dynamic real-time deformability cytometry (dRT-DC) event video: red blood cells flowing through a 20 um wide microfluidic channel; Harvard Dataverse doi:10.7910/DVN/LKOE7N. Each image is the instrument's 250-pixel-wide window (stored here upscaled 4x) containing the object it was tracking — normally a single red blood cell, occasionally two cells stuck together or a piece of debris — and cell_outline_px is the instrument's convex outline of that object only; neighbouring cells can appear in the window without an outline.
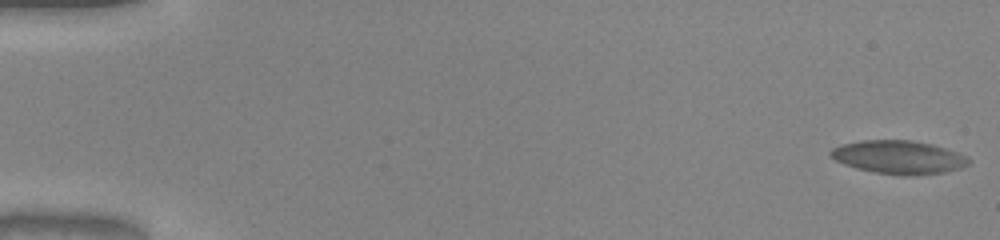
{"species": "common noctule bat (a hibernating species)", "species_latin": "Nyctalus noctula", "temperature_condition": "warm", "stored_images_in_passage": 52, "camera_frame_rate_fps": 3000, "um_per_image_px": 0.085, "animal": {"sex": "male", "body_mass_g": 20.0, "forearm_length_mm": 53.3}, "frame": {"image": 1, "passage_image": 1, "time_ms": 0.0, "image_size_px": [1000, 240], "cell_outline_px": [[968, 164], [956, 168], [940, 172], [876, 172], [860, 168], [836, 160], [832, 156], [832, 148], [844, 144], [864, 140], [912, 140], [932, 144], [956, 152], [964, 156], [968, 160]], "centroid_in_image_um": [76.36, 13.29], "position_along_channel_um": 8.6, "area_um2": 24.85}}
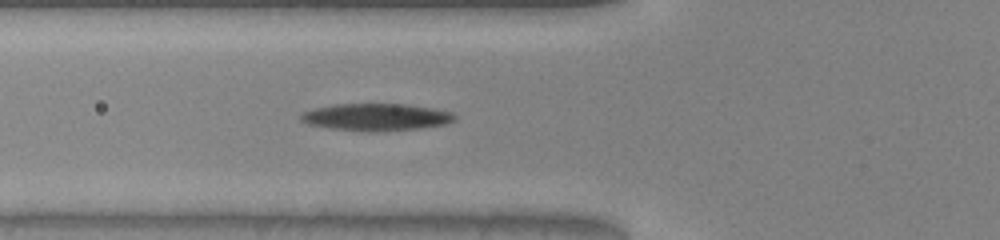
{"frame": {"image": 2, "passage_image": 20, "time_ms": 6.333, "image_size_px": [1000, 240], "cell_outline_px": [[456, 120], [444, 124], [416, 128], [376, 132], [368, 132], [332, 128], [312, 124], [304, 120], [300, 116], [304, 112], [316, 108], [332, 104], [404, 104], [432, 108], [452, 112], [456, 116]], "centroid_in_image_um": [32.03, 9.94], "position_along_channel_um": 93.8, "area_um2": 23.93}}
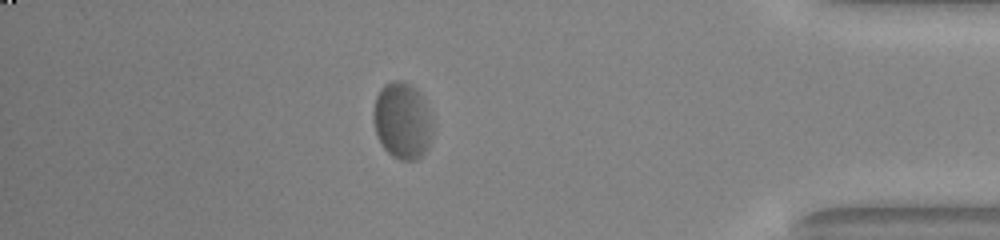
{"frame": {"image": 3, "passage_image": 46, "time_ms": 15.0, "image_size_px": [1000, 240], "cell_outline_px": [[428, 136], [424, 152], [416, 160], [400, 160], [392, 156], [384, 148], [376, 132], [372, 116], [372, 112], [376, 96], [380, 88], [384, 84], [392, 80], [404, 80], [420, 96], [428, 120]], "centroid_in_image_um": [34.06, 10.25], "position_along_channel_um": 401.1, "area_um2": 25.03}, "authors_computed_cell_mechanics": {"area_um2": 24.565, "velocity_mm_per_s": 3.9493, "shape_relaxation_time_tau1_ms": null, "shape_relaxation_time_tau2_ms": 1.1169, "deformation_change_tau1": null, "deformation_change_tau2": 0.0685}}